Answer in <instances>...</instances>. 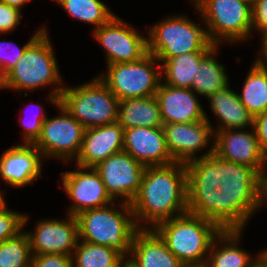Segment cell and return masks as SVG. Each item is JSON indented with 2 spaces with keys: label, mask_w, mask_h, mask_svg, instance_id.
Instances as JSON below:
<instances>
[{
  "label": "cell",
  "mask_w": 267,
  "mask_h": 267,
  "mask_svg": "<svg viewBox=\"0 0 267 267\" xmlns=\"http://www.w3.org/2000/svg\"><path fill=\"white\" fill-rule=\"evenodd\" d=\"M187 191H209L219 188L220 157L214 153V145L202 156L187 163Z\"/></svg>",
  "instance_id": "25"
},
{
  "label": "cell",
  "mask_w": 267,
  "mask_h": 267,
  "mask_svg": "<svg viewBox=\"0 0 267 267\" xmlns=\"http://www.w3.org/2000/svg\"><path fill=\"white\" fill-rule=\"evenodd\" d=\"M92 33L106 51L107 65L138 61L148 53L147 37L116 15Z\"/></svg>",
  "instance_id": "11"
},
{
  "label": "cell",
  "mask_w": 267,
  "mask_h": 267,
  "mask_svg": "<svg viewBox=\"0 0 267 267\" xmlns=\"http://www.w3.org/2000/svg\"><path fill=\"white\" fill-rule=\"evenodd\" d=\"M45 30V27L35 31L31 39L23 46L18 47L12 41H0V71L5 76L19 61L26 48ZM13 49V50H10ZM9 50V51H8ZM11 52V53H10Z\"/></svg>",
  "instance_id": "34"
},
{
  "label": "cell",
  "mask_w": 267,
  "mask_h": 267,
  "mask_svg": "<svg viewBox=\"0 0 267 267\" xmlns=\"http://www.w3.org/2000/svg\"><path fill=\"white\" fill-rule=\"evenodd\" d=\"M72 17L94 25L106 24L114 13L101 0H54Z\"/></svg>",
  "instance_id": "31"
},
{
  "label": "cell",
  "mask_w": 267,
  "mask_h": 267,
  "mask_svg": "<svg viewBox=\"0 0 267 267\" xmlns=\"http://www.w3.org/2000/svg\"><path fill=\"white\" fill-rule=\"evenodd\" d=\"M209 51H194L184 53L167 60H158L161 63V75L164 84L176 88L191 89L194 75L200 67L201 59ZM164 75V76H163Z\"/></svg>",
  "instance_id": "26"
},
{
  "label": "cell",
  "mask_w": 267,
  "mask_h": 267,
  "mask_svg": "<svg viewBox=\"0 0 267 267\" xmlns=\"http://www.w3.org/2000/svg\"><path fill=\"white\" fill-rule=\"evenodd\" d=\"M153 230L183 264L204 267L214 238L222 231L214 222L186 212L158 223Z\"/></svg>",
  "instance_id": "3"
},
{
  "label": "cell",
  "mask_w": 267,
  "mask_h": 267,
  "mask_svg": "<svg viewBox=\"0 0 267 267\" xmlns=\"http://www.w3.org/2000/svg\"><path fill=\"white\" fill-rule=\"evenodd\" d=\"M188 212L214 222L223 230V191H187Z\"/></svg>",
  "instance_id": "29"
},
{
  "label": "cell",
  "mask_w": 267,
  "mask_h": 267,
  "mask_svg": "<svg viewBox=\"0 0 267 267\" xmlns=\"http://www.w3.org/2000/svg\"><path fill=\"white\" fill-rule=\"evenodd\" d=\"M250 267H267V258L262 254H258L256 259H254Z\"/></svg>",
  "instance_id": "41"
},
{
  "label": "cell",
  "mask_w": 267,
  "mask_h": 267,
  "mask_svg": "<svg viewBox=\"0 0 267 267\" xmlns=\"http://www.w3.org/2000/svg\"><path fill=\"white\" fill-rule=\"evenodd\" d=\"M120 202L117 205L120 209H115L114 201L112 207L108 204L76 215L79 240L108 246L124 257L130 256L133 237L139 228L135 223L131 205Z\"/></svg>",
  "instance_id": "4"
},
{
  "label": "cell",
  "mask_w": 267,
  "mask_h": 267,
  "mask_svg": "<svg viewBox=\"0 0 267 267\" xmlns=\"http://www.w3.org/2000/svg\"><path fill=\"white\" fill-rule=\"evenodd\" d=\"M252 24L262 37L267 35V0H257L252 6Z\"/></svg>",
  "instance_id": "38"
},
{
  "label": "cell",
  "mask_w": 267,
  "mask_h": 267,
  "mask_svg": "<svg viewBox=\"0 0 267 267\" xmlns=\"http://www.w3.org/2000/svg\"><path fill=\"white\" fill-rule=\"evenodd\" d=\"M264 196H265V201H267V187H264Z\"/></svg>",
  "instance_id": "49"
},
{
  "label": "cell",
  "mask_w": 267,
  "mask_h": 267,
  "mask_svg": "<svg viewBox=\"0 0 267 267\" xmlns=\"http://www.w3.org/2000/svg\"><path fill=\"white\" fill-rule=\"evenodd\" d=\"M261 253L267 258V249L266 250H263L261 251Z\"/></svg>",
  "instance_id": "50"
},
{
  "label": "cell",
  "mask_w": 267,
  "mask_h": 267,
  "mask_svg": "<svg viewBox=\"0 0 267 267\" xmlns=\"http://www.w3.org/2000/svg\"><path fill=\"white\" fill-rule=\"evenodd\" d=\"M32 251L26 232L0 242V267H31Z\"/></svg>",
  "instance_id": "32"
},
{
  "label": "cell",
  "mask_w": 267,
  "mask_h": 267,
  "mask_svg": "<svg viewBox=\"0 0 267 267\" xmlns=\"http://www.w3.org/2000/svg\"><path fill=\"white\" fill-rule=\"evenodd\" d=\"M28 216L0 205V242L18 235L28 222Z\"/></svg>",
  "instance_id": "33"
},
{
  "label": "cell",
  "mask_w": 267,
  "mask_h": 267,
  "mask_svg": "<svg viewBox=\"0 0 267 267\" xmlns=\"http://www.w3.org/2000/svg\"><path fill=\"white\" fill-rule=\"evenodd\" d=\"M219 45H215L202 59L197 73L191 85V89L201 96L208 98L216 91L223 89L229 83V77L225 72V67L215 59V53Z\"/></svg>",
  "instance_id": "27"
},
{
  "label": "cell",
  "mask_w": 267,
  "mask_h": 267,
  "mask_svg": "<svg viewBox=\"0 0 267 267\" xmlns=\"http://www.w3.org/2000/svg\"><path fill=\"white\" fill-rule=\"evenodd\" d=\"M192 89L176 88L161 82L155 94L163 124L194 123L207 119Z\"/></svg>",
  "instance_id": "20"
},
{
  "label": "cell",
  "mask_w": 267,
  "mask_h": 267,
  "mask_svg": "<svg viewBox=\"0 0 267 267\" xmlns=\"http://www.w3.org/2000/svg\"><path fill=\"white\" fill-rule=\"evenodd\" d=\"M124 129L117 122L85 129L75 164L95 167L115 153L123 151Z\"/></svg>",
  "instance_id": "18"
},
{
  "label": "cell",
  "mask_w": 267,
  "mask_h": 267,
  "mask_svg": "<svg viewBox=\"0 0 267 267\" xmlns=\"http://www.w3.org/2000/svg\"><path fill=\"white\" fill-rule=\"evenodd\" d=\"M32 255L65 254L72 256L79 241L76 216L67 214V219H49L37 222L34 232H26Z\"/></svg>",
  "instance_id": "15"
},
{
  "label": "cell",
  "mask_w": 267,
  "mask_h": 267,
  "mask_svg": "<svg viewBox=\"0 0 267 267\" xmlns=\"http://www.w3.org/2000/svg\"><path fill=\"white\" fill-rule=\"evenodd\" d=\"M45 30L26 48L16 65L4 76L5 88L33 91L39 87L54 85L48 99L55 106L64 89L55 53ZM59 85V86H58Z\"/></svg>",
  "instance_id": "5"
},
{
  "label": "cell",
  "mask_w": 267,
  "mask_h": 267,
  "mask_svg": "<svg viewBox=\"0 0 267 267\" xmlns=\"http://www.w3.org/2000/svg\"><path fill=\"white\" fill-rule=\"evenodd\" d=\"M151 53L140 60L107 65V75L99 79L119 99L154 96L161 84V64ZM157 65V66H156ZM160 70V71H159Z\"/></svg>",
  "instance_id": "9"
},
{
  "label": "cell",
  "mask_w": 267,
  "mask_h": 267,
  "mask_svg": "<svg viewBox=\"0 0 267 267\" xmlns=\"http://www.w3.org/2000/svg\"><path fill=\"white\" fill-rule=\"evenodd\" d=\"M59 103L85 129L117 122L120 101L98 76L77 87L65 86Z\"/></svg>",
  "instance_id": "7"
},
{
  "label": "cell",
  "mask_w": 267,
  "mask_h": 267,
  "mask_svg": "<svg viewBox=\"0 0 267 267\" xmlns=\"http://www.w3.org/2000/svg\"><path fill=\"white\" fill-rule=\"evenodd\" d=\"M0 88L5 89L4 76L1 74V71H0Z\"/></svg>",
  "instance_id": "44"
},
{
  "label": "cell",
  "mask_w": 267,
  "mask_h": 267,
  "mask_svg": "<svg viewBox=\"0 0 267 267\" xmlns=\"http://www.w3.org/2000/svg\"><path fill=\"white\" fill-rule=\"evenodd\" d=\"M59 116L46 118L42 125L40 137L33 144L42 154L43 159L53 157L65 163L77 158L85 132L78 122L63 106L58 103Z\"/></svg>",
  "instance_id": "10"
},
{
  "label": "cell",
  "mask_w": 267,
  "mask_h": 267,
  "mask_svg": "<svg viewBox=\"0 0 267 267\" xmlns=\"http://www.w3.org/2000/svg\"><path fill=\"white\" fill-rule=\"evenodd\" d=\"M264 187H267V171H266L265 177H264Z\"/></svg>",
  "instance_id": "47"
},
{
  "label": "cell",
  "mask_w": 267,
  "mask_h": 267,
  "mask_svg": "<svg viewBox=\"0 0 267 267\" xmlns=\"http://www.w3.org/2000/svg\"><path fill=\"white\" fill-rule=\"evenodd\" d=\"M36 105L40 107V111H42L41 113H38V115H40H36L34 118H28V120L23 122L21 120V124L24 128V144H34L37 141L41 134L43 122L47 118L46 113L43 111L44 108L40 103H36Z\"/></svg>",
  "instance_id": "35"
},
{
  "label": "cell",
  "mask_w": 267,
  "mask_h": 267,
  "mask_svg": "<svg viewBox=\"0 0 267 267\" xmlns=\"http://www.w3.org/2000/svg\"><path fill=\"white\" fill-rule=\"evenodd\" d=\"M113 267H123V259Z\"/></svg>",
  "instance_id": "48"
},
{
  "label": "cell",
  "mask_w": 267,
  "mask_h": 267,
  "mask_svg": "<svg viewBox=\"0 0 267 267\" xmlns=\"http://www.w3.org/2000/svg\"><path fill=\"white\" fill-rule=\"evenodd\" d=\"M228 84L208 97L210 108L220 120L213 131L224 129H245L253 127L254 116L242 104L238 93L231 90Z\"/></svg>",
  "instance_id": "22"
},
{
  "label": "cell",
  "mask_w": 267,
  "mask_h": 267,
  "mask_svg": "<svg viewBox=\"0 0 267 267\" xmlns=\"http://www.w3.org/2000/svg\"><path fill=\"white\" fill-rule=\"evenodd\" d=\"M192 1L206 23L207 34L213 44L242 42L252 35V6L248 3L242 0Z\"/></svg>",
  "instance_id": "8"
},
{
  "label": "cell",
  "mask_w": 267,
  "mask_h": 267,
  "mask_svg": "<svg viewBox=\"0 0 267 267\" xmlns=\"http://www.w3.org/2000/svg\"><path fill=\"white\" fill-rule=\"evenodd\" d=\"M3 192L1 191L0 189V205L4 204L5 203V199L3 198Z\"/></svg>",
  "instance_id": "46"
},
{
  "label": "cell",
  "mask_w": 267,
  "mask_h": 267,
  "mask_svg": "<svg viewBox=\"0 0 267 267\" xmlns=\"http://www.w3.org/2000/svg\"><path fill=\"white\" fill-rule=\"evenodd\" d=\"M247 74L238 96L246 109L256 116L267 109V70L255 61Z\"/></svg>",
  "instance_id": "28"
},
{
  "label": "cell",
  "mask_w": 267,
  "mask_h": 267,
  "mask_svg": "<svg viewBox=\"0 0 267 267\" xmlns=\"http://www.w3.org/2000/svg\"><path fill=\"white\" fill-rule=\"evenodd\" d=\"M0 2L7 3L11 7H15L20 10L22 6L30 2V0H0Z\"/></svg>",
  "instance_id": "42"
},
{
  "label": "cell",
  "mask_w": 267,
  "mask_h": 267,
  "mask_svg": "<svg viewBox=\"0 0 267 267\" xmlns=\"http://www.w3.org/2000/svg\"><path fill=\"white\" fill-rule=\"evenodd\" d=\"M123 258L113 248L79 240L72 254V267H113Z\"/></svg>",
  "instance_id": "30"
},
{
  "label": "cell",
  "mask_w": 267,
  "mask_h": 267,
  "mask_svg": "<svg viewBox=\"0 0 267 267\" xmlns=\"http://www.w3.org/2000/svg\"><path fill=\"white\" fill-rule=\"evenodd\" d=\"M130 261L136 267H182L153 229H139L132 241Z\"/></svg>",
  "instance_id": "21"
},
{
  "label": "cell",
  "mask_w": 267,
  "mask_h": 267,
  "mask_svg": "<svg viewBox=\"0 0 267 267\" xmlns=\"http://www.w3.org/2000/svg\"><path fill=\"white\" fill-rule=\"evenodd\" d=\"M146 166L135 160L129 153L121 151L97 164L98 172L110 197L117 196L125 203H131L138 193Z\"/></svg>",
  "instance_id": "12"
},
{
  "label": "cell",
  "mask_w": 267,
  "mask_h": 267,
  "mask_svg": "<svg viewBox=\"0 0 267 267\" xmlns=\"http://www.w3.org/2000/svg\"><path fill=\"white\" fill-rule=\"evenodd\" d=\"M21 20V10L0 2V34L16 29Z\"/></svg>",
  "instance_id": "36"
},
{
  "label": "cell",
  "mask_w": 267,
  "mask_h": 267,
  "mask_svg": "<svg viewBox=\"0 0 267 267\" xmlns=\"http://www.w3.org/2000/svg\"><path fill=\"white\" fill-rule=\"evenodd\" d=\"M43 156L33 144L13 146L0 158V177L12 187H24L41 177Z\"/></svg>",
  "instance_id": "19"
},
{
  "label": "cell",
  "mask_w": 267,
  "mask_h": 267,
  "mask_svg": "<svg viewBox=\"0 0 267 267\" xmlns=\"http://www.w3.org/2000/svg\"><path fill=\"white\" fill-rule=\"evenodd\" d=\"M31 267H72V256L65 254L33 255Z\"/></svg>",
  "instance_id": "37"
},
{
  "label": "cell",
  "mask_w": 267,
  "mask_h": 267,
  "mask_svg": "<svg viewBox=\"0 0 267 267\" xmlns=\"http://www.w3.org/2000/svg\"><path fill=\"white\" fill-rule=\"evenodd\" d=\"M246 3H248L250 6H253L257 0H242Z\"/></svg>",
  "instance_id": "45"
},
{
  "label": "cell",
  "mask_w": 267,
  "mask_h": 267,
  "mask_svg": "<svg viewBox=\"0 0 267 267\" xmlns=\"http://www.w3.org/2000/svg\"><path fill=\"white\" fill-rule=\"evenodd\" d=\"M253 128L261 149L267 155V109L254 116Z\"/></svg>",
  "instance_id": "39"
},
{
  "label": "cell",
  "mask_w": 267,
  "mask_h": 267,
  "mask_svg": "<svg viewBox=\"0 0 267 267\" xmlns=\"http://www.w3.org/2000/svg\"><path fill=\"white\" fill-rule=\"evenodd\" d=\"M123 267H136L132 261H130L129 257L123 258Z\"/></svg>",
  "instance_id": "43"
},
{
  "label": "cell",
  "mask_w": 267,
  "mask_h": 267,
  "mask_svg": "<svg viewBox=\"0 0 267 267\" xmlns=\"http://www.w3.org/2000/svg\"><path fill=\"white\" fill-rule=\"evenodd\" d=\"M123 151L145 166L175 162L167 149L163 127L125 129Z\"/></svg>",
  "instance_id": "17"
},
{
  "label": "cell",
  "mask_w": 267,
  "mask_h": 267,
  "mask_svg": "<svg viewBox=\"0 0 267 267\" xmlns=\"http://www.w3.org/2000/svg\"><path fill=\"white\" fill-rule=\"evenodd\" d=\"M76 168V171L61 173L62 186L74 201L67 214L76 216L86 210L112 205L114 200L107 193L105 184L94 167L76 165Z\"/></svg>",
  "instance_id": "14"
},
{
  "label": "cell",
  "mask_w": 267,
  "mask_h": 267,
  "mask_svg": "<svg viewBox=\"0 0 267 267\" xmlns=\"http://www.w3.org/2000/svg\"><path fill=\"white\" fill-rule=\"evenodd\" d=\"M182 267H195V266H191V265H183Z\"/></svg>",
  "instance_id": "51"
},
{
  "label": "cell",
  "mask_w": 267,
  "mask_h": 267,
  "mask_svg": "<svg viewBox=\"0 0 267 267\" xmlns=\"http://www.w3.org/2000/svg\"><path fill=\"white\" fill-rule=\"evenodd\" d=\"M242 231L222 230L211 244L204 267H250L254 258L241 247H237ZM217 241L222 245L219 249Z\"/></svg>",
  "instance_id": "24"
},
{
  "label": "cell",
  "mask_w": 267,
  "mask_h": 267,
  "mask_svg": "<svg viewBox=\"0 0 267 267\" xmlns=\"http://www.w3.org/2000/svg\"><path fill=\"white\" fill-rule=\"evenodd\" d=\"M208 119L194 123L163 124L166 146L175 162L187 163L196 159L195 154L209 145L214 131Z\"/></svg>",
  "instance_id": "16"
},
{
  "label": "cell",
  "mask_w": 267,
  "mask_h": 267,
  "mask_svg": "<svg viewBox=\"0 0 267 267\" xmlns=\"http://www.w3.org/2000/svg\"><path fill=\"white\" fill-rule=\"evenodd\" d=\"M242 130V131H241ZM214 153L223 160L247 165L263 178L267 169V155L261 149L255 130L224 129L214 131Z\"/></svg>",
  "instance_id": "13"
},
{
  "label": "cell",
  "mask_w": 267,
  "mask_h": 267,
  "mask_svg": "<svg viewBox=\"0 0 267 267\" xmlns=\"http://www.w3.org/2000/svg\"><path fill=\"white\" fill-rule=\"evenodd\" d=\"M147 34L148 53L158 60L194 51H210L215 46L208 37L207 29L182 14L165 18L149 27Z\"/></svg>",
  "instance_id": "6"
},
{
  "label": "cell",
  "mask_w": 267,
  "mask_h": 267,
  "mask_svg": "<svg viewBox=\"0 0 267 267\" xmlns=\"http://www.w3.org/2000/svg\"><path fill=\"white\" fill-rule=\"evenodd\" d=\"M130 205L139 229H153L162 221L188 212L185 163L146 166L140 189ZM138 220L151 226L143 227Z\"/></svg>",
  "instance_id": "1"
},
{
  "label": "cell",
  "mask_w": 267,
  "mask_h": 267,
  "mask_svg": "<svg viewBox=\"0 0 267 267\" xmlns=\"http://www.w3.org/2000/svg\"><path fill=\"white\" fill-rule=\"evenodd\" d=\"M117 123L124 130L134 127H163L160 107L155 95L121 100Z\"/></svg>",
  "instance_id": "23"
},
{
  "label": "cell",
  "mask_w": 267,
  "mask_h": 267,
  "mask_svg": "<svg viewBox=\"0 0 267 267\" xmlns=\"http://www.w3.org/2000/svg\"><path fill=\"white\" fill-rule=\"evenodd\" d=\"M219 189L223 191V230H243L265 204L264 178L253 168L220 158Z\"/></svg>",
  "instance_id": "2"
},
{
  "label": "cell",
  "mask_w": 267,
  "mask_h": 267,
  "mask_svg": "<svg viewBox=\"0 0 267 267\" xmlns=\"http://www.w3.org/2000/svg\"><path fill=\"white\" fill-rule=\"evenodd\" d=\"M261 53L262 57L258 55L257 60H255L261 67H263L265 70H267V35L264 37H261ZM263 58V59H262Z\"/></svg>",
  "instance_id": "40"
}]
</instances>
